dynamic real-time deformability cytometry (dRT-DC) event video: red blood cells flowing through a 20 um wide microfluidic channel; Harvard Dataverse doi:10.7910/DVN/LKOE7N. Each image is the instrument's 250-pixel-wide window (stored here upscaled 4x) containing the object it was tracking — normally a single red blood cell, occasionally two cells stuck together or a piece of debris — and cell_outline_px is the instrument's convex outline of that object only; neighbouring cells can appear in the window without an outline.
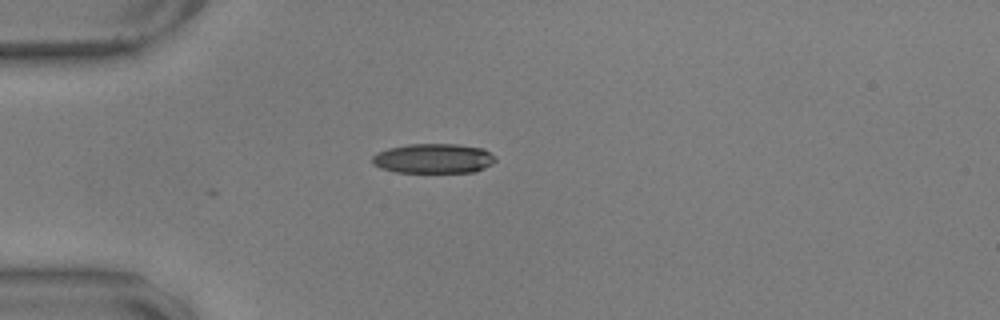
{"species": "common noctule bat (a hibernating species)", "species_latin": "Nyctalus noctula", "temperature_condition": "warm", "stored_images_in_passage": 42, "camera_frame_rate_fps": 3000, "um_per_image_px": 0.085, "animal": {"sex": "male", "body_mass_g": 17.9, "forearm_length_mm": 54.2}, "frame": {"image": 1, "passage_image": 1, "time_ms": 0.0, "image_size_px": [1000, 320], "cell_outline_px": [[496, 160], [492, 164], [476, 172], [396, 172], [380, 168], [372, 164], [372, 156], [388, 148], [408, 144], [456, 144], [484, 148], [496, 156]], "centroid_in_image_um": [36.88, 13.47], "position_along_channel_um": 48.1, "area_um2": 21.44}}
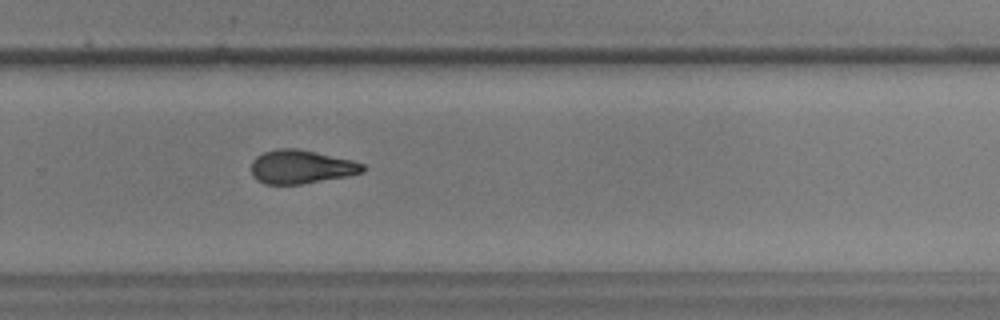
{"frame": {"image": 2, "passage_image": 24, "time_ms": 7.667, "image_size_px": [1000, 320], "cell_outline_px": [[364, 172], [348, 176], [300, 184], [264, 184], [256, 180], [252, 176], [252, 160], [256, 156], [264, 152], [276, 148], [296, 148], [316, 152], [352, 160], [364, 164]], "centroid_in_image_um": [25.57, 14.18], "position_along_channel_um": 304.2, "area_um2": 21.91}}
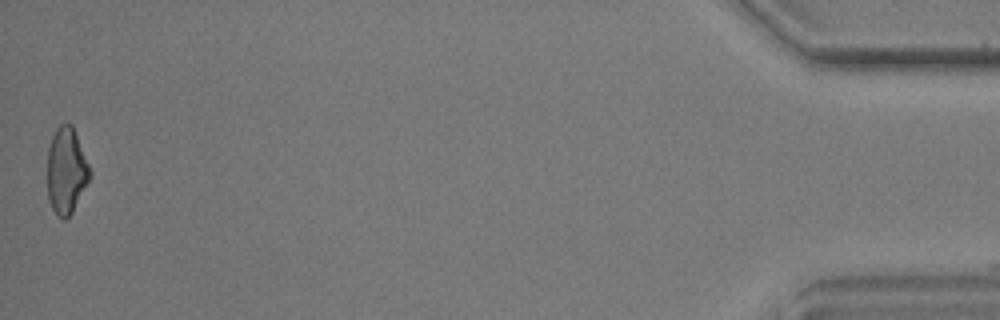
{"frame": {"image": 3, "passage_image": 42, "time_ms": 13.667, "image_size_px": [1000, 320], "cell_outline_px": [[92, 176], [72, 212], [64, 220], [56, 216], [48, 200], [48, 148], [52, 136], [56, 128], [60, 124], [72, 124], [92, 172]], "centroid_in_image_um": [5.64, 14.52], "position_along_channel_um": 429.6, "area_um2": 21.44}, "authors_computed_cell_mechanics": {"area_um2": 22.253, "velocity_mm_per_s": 3.5636, "shape_relaxation_time_tau1_ms": 5.789, "shape_relaxation_time_tau2_ms": 3.7586, "deformation_change_tau1": 0.1593, "deformation_change_tau2": 0.1242}}